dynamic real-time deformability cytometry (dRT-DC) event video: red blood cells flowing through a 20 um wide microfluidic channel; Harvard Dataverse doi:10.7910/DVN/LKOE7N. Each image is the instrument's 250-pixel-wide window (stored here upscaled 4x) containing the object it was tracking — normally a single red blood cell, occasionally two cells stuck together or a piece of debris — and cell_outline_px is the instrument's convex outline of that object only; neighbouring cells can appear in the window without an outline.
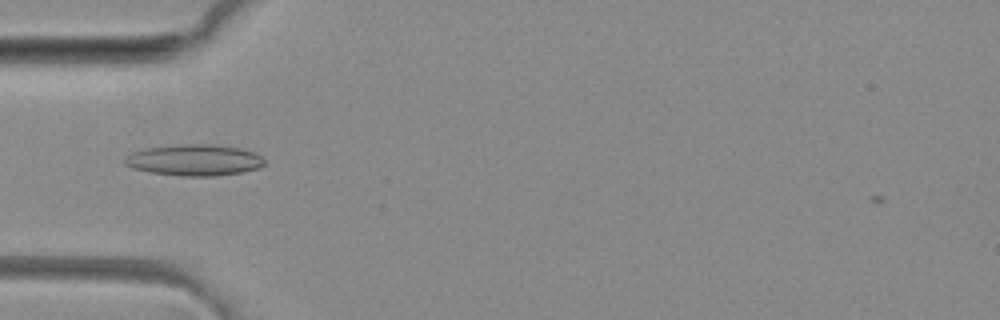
{"species": "common noctule bat (a hibernating species)", "species_latin": "Nyctalus noctula", "temperature_condition": "room temperature", "stored_images_in_passage": 35, "camera_frame_rate_fps": 3000, "um_per_image_px": 0.085, "animal": {"sex": "female", "body_mass_g": 29.2, "forearm_length_mm": 56.3}, "frame": {"image": 1, "passage_image": 1, "time_ms": 0.0, "image_size_px": [1000, 320], "cell_outline_px": [[268, 164], [256, 168], [240, 172], [216, 176], [180, 176], [152, 172], [132, 168], [124, 164], [124, 156], [132, 152], [144, 148], [184, 144], [208, 144], [240, 148], [256, 152]], "centroid_in_image_um": [16.51, 13.6], "position_along_channel_um": 68.5, "area_um2": 25.49}}
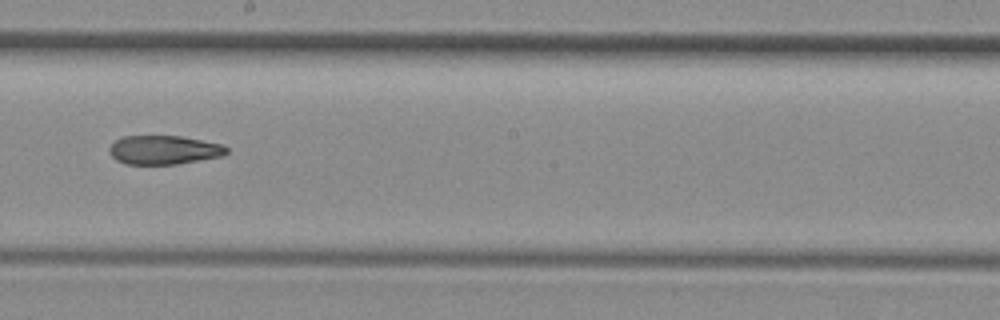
{"frame": {"image": 2, "passage_image": 13, "time_ms": 4.0, "image_size_px": [1000, 320], "cell_outline_px": [[228, 152], [220, 156], [176, 164], [128, 164], [116, 160], [108, 152], [108, 148], [116, 140], [124, 136], [180, 136], [220, 144], [228, 148]], "centroid_in_image_um": [13.88, 12.74], "position_along_channel_um": 234.3, "area_um2": 19.48}}
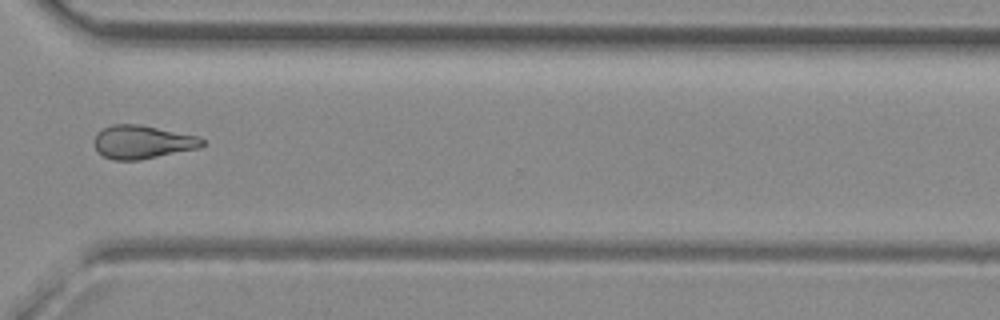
{"frame": {"image": 3, "passage_image": 22, "time_ms": 7.0, "image_size_px": [1000, 320], "cell_outline_px": [[204, 144], [200, 148], [140, 160], [112, 160], [104, 156], [92, 144], [92, 140], [96, 132], [112, 124], [140, 124], [200, 136], [204, 140]], "centroid_in_image_um": [12.1, 12.06], "position_along_channel_um": 358.5, "area_um2": 21.33}, "authors_computed_cell_mechanics": {"area_um2": 20.8658, "velocity_mm_per_s": 4.1358, "shape_relaxation_time_tau1_ms": null, "shape_relaxation_time_tau2_ms": 3.7313, "deformation_change_tau1": null, "deformation_change_tau2": 0.1184}}